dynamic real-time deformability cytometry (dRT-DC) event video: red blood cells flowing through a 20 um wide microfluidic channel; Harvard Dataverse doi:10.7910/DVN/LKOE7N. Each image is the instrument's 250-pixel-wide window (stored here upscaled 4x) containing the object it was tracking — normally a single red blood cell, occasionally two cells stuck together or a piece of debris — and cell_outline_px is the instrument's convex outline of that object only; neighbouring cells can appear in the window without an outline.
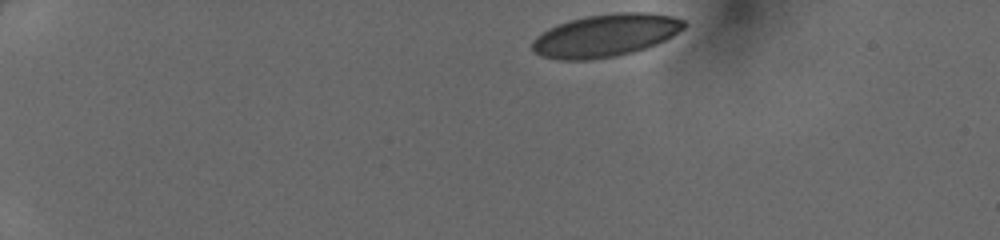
{"species": "human", "species_latin": "Homo sapiens", "temperature_condition": "cold", "stored_images_in_passage": 40, "camera_frame_rate_fps": 3000, "um_per_image_px": 0.085, "donor": {"sex": "female"}, "frame": {"image": 1, "passage_image": 1, "time_ms": 0.0, "image_size_px": [1000, 240], "cell_outline_px": [[684, 28], [672, 36], [656, 44], [632, 52], [616, 56], [588, 60], [560, 60], [540, 56], [532, 52], [532, 40], [536, 36], [548, 28], [556, 24], [568, 20], [584, 16], [616, 12], [648, 12], [672, 16], [684, 20]], "centroid_in_image_um": [51.42, 3.01], "position_along_channel_um": 33.6, "area_um2": 37.97}}
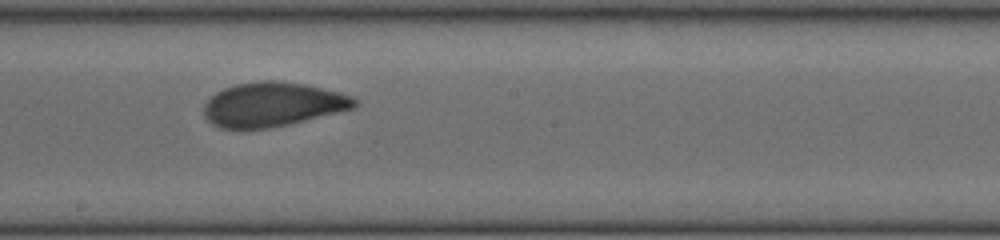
{"frame": {"image": 2, "passage_image": 21, "time_ms": 6.667, "image_size_px": [1000, 240], "cell_outline_px": [[356, 104], [352, 108], [288, 124], [268, 128], [220, 128], [212, 124], [204, 116], [204, 104], [216, 92], [224, 88], [236, 84], [260, 80], [276, 80], [304, 84], [340, 92], [352, 96], [356, 100]], "centroid_in_image_um": [23.13, 8.86], "position_along_channel_um": 225.1, "area_um2": 38.44}}
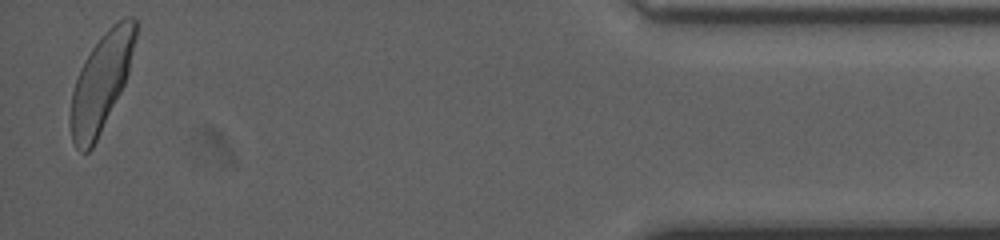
{"frame": {"image": 3, "passage_image": 39, "time_ms": 12.667, "image_size_px": [1000, 240], "cell_outline_px": [[136, 36], [128, 72], [124, 84], [92, 148], [88, 152], [80, 152], [76, 148], [72, 140], [68, 120], [68, 116], [72, 92], [80, 68], [92, 48], [104, 32], [112, 24], [124, 16], [132, 16], [136, 20]], "centroid_in_image_um": [8.57, 7.0], "position_along_channel_um": 426.6, "area_um2": 36.65}}